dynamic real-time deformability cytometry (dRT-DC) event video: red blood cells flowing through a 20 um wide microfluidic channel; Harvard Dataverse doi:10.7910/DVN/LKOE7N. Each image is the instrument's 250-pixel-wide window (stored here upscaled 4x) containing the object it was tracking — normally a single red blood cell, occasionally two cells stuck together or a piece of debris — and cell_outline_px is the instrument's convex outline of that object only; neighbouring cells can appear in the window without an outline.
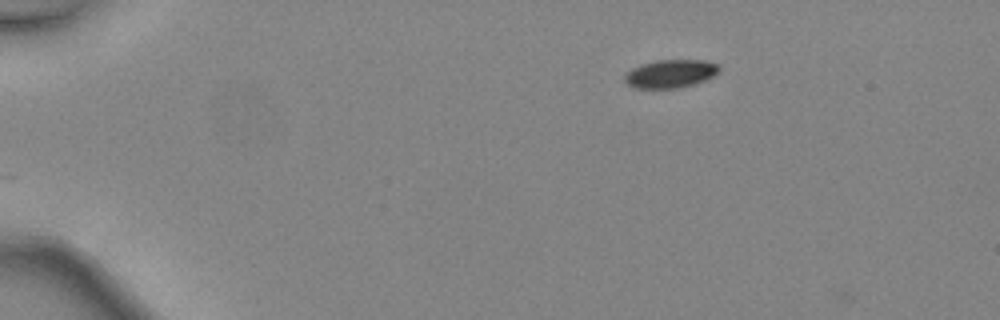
{"species": "common noctule bat (a hibernating species)", "species_latin": "Nyctalus noctula", "temperature_condition": "warm", "stored_images_in_passage": 5, "camera_frame_rate_fps": 3000, "um_per_image_px": 0.085, "animal": {"sex": "female", "body_mass_g": 24.6, "forearm_length_mm": 56.2}, "frame": {"image": 1, "passage_image": 1, "time_ms": 0.0, "image_size_px": [1000, 320], "cell_outline_px": [[720, 68], [712, 76], [696, 84], [680, 88], [632, 88], [624, 80], [624, 76], [632, 68], [640, 64], [656, 60], [704, 60], [716, 64]], "centroid_in_image_um": [56.95, 6.27], "position_along_channel_um": 28.0, "area_um2": 15.49}}